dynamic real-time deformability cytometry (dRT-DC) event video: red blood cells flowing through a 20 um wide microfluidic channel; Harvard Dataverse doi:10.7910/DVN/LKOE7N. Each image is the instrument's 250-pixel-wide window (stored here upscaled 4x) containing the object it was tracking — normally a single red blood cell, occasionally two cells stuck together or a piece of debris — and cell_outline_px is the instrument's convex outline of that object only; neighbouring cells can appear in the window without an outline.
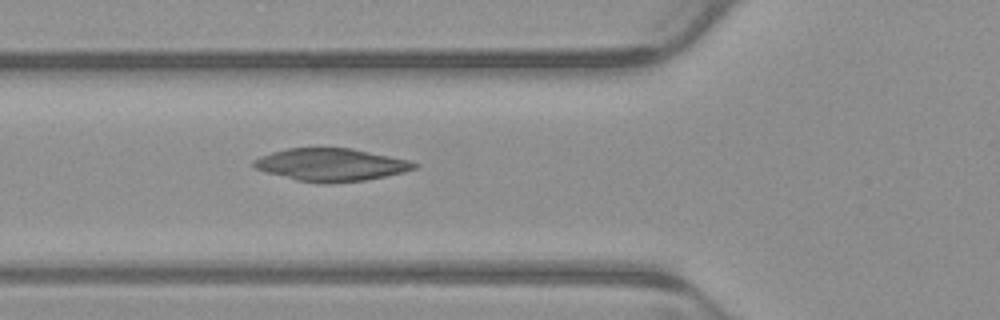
{"species": "common noctule bat (a hibernating species)", "species_latin": "Nyctalus noctula", "temperature_condition": "warm", "stored_images_in_passage": 5, "camera_frame_rate_fps": 3000, "um_per_image_px": 0.085, "animal": {"sex": "male", "body_mass_g": 23.1, "forearm_length_mm": 52.7}, "frame": {"image": 1, "passage_image": 5, "time_ms": 1.333, "image_size_px": [1000, 320], "cell_outline_px": [[420, 168], [404, 172], [364, 180], [328, 184], [324, 184], [296, 180], [264, 172], [256, 168], [252, 164], [252, 160], [260, 156], [272, 152], [288, 148], [352, 148], [408, 160], [420, 164]], "centroid_in_image_um": [28.14, 14.01], "position_along_channel_um": 97.7, "area_um2": 30.69}}